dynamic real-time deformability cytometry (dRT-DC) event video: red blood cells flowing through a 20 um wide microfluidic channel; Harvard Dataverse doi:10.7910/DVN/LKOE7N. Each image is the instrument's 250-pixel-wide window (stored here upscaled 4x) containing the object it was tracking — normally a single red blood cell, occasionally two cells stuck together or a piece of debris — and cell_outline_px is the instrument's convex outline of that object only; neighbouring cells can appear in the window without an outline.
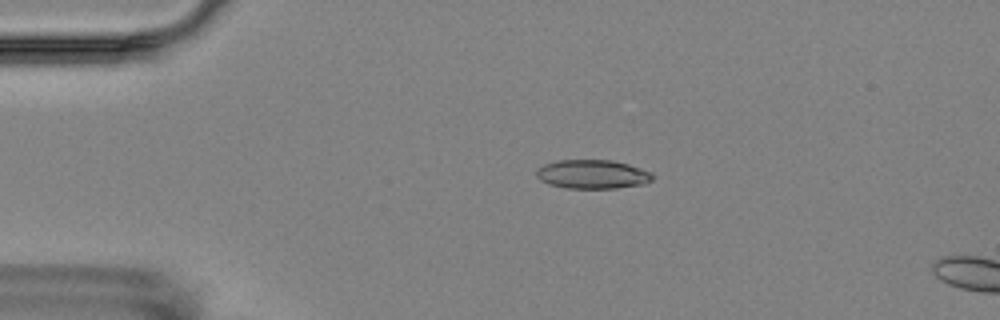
{"species": "Egyptian fruit bat (a non-hibernating species)", "species_latin": "Rousettus aegyptiacus", "temperature_condition": "room temperature", "stored_images_in_passage": 5, "camera_frame_rate_fps": 3000, "um_per_image_px": 0.085, "animal": {"sex": "female"}, "frame": {"image": 1, "passage_image": 3, "time_ms": 2.333, "image_size_px": [1000, 320], "cell_outline_px": [[656, 176], [652, 180], [644, 184], [616, 188], [564, 188], [548, 184], [540, 180], [536, 176], [536, 172], [544, 164], [556, 160], [612, 160], [628, 164], [652, 172]], "centroid_in_image_um": [50.38, 14.81], "position_along_channel_um": 34.6, "area_um2": 19.71}}